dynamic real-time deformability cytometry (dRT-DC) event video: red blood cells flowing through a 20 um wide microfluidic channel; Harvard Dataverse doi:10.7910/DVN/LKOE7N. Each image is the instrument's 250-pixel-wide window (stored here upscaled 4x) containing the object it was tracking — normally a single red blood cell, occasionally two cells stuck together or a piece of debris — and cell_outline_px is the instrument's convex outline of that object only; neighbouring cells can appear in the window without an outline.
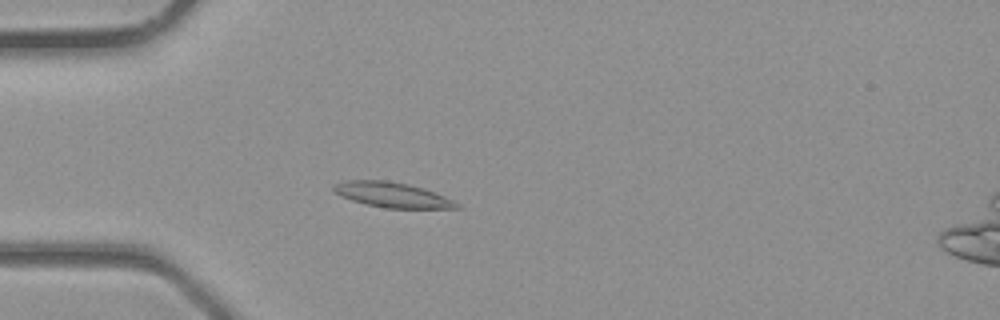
{"species": "common noctule bat (a hibernating species)", "species_latin": "Nyctalus noctula", "temperature_condition": "room temperature", "stored_images_in_passage": 5, "camera_frame_rate_fps": 3000, "um_per_image_px": 0.085, "animal": {"sex": "male", "body_mass_g": 23.1, "forearm_length_mm": 52.7}, "frame": {"image": 1, "passage_image": 5, "time_ms": 1.333, "image_size_px": [1000, 320], "cell_outline_px": [[464, 208], [384, 208], [352, 200], [340, 196], [332, 188], [332, 184], [344, 180], [388, 180], [408, 184], [424, 188], [436, 192], [460, 204]], "centroid_in_image_um": [33.34, 16.55], "position_along_channel_um": 51.7, "area_um2": 18.09}}